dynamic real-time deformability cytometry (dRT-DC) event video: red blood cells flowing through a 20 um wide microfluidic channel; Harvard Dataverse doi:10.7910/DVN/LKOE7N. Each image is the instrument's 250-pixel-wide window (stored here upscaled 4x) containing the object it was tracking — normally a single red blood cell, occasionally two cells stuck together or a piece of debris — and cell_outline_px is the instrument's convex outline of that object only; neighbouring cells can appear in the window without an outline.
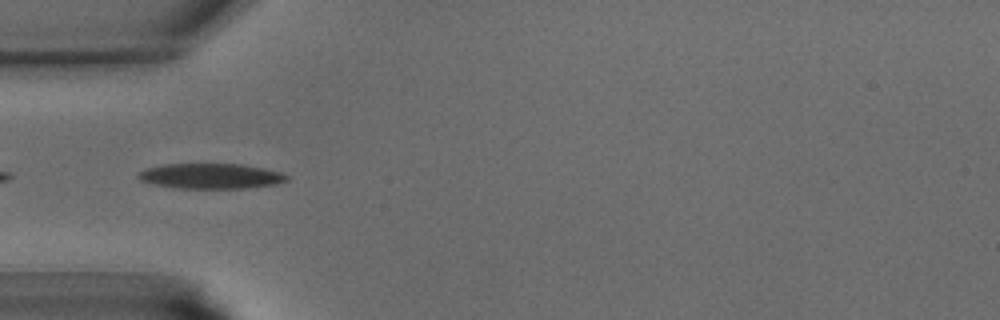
{"species": "common noctule bat (a hibernating species)", "species_latin": "Nyctalus noctula", "temperature_condition": "warm", "stored_images_in_passage": 14, "camera_frame_rate_fps": 3000, "um_per_image_px": 0.085, "animal": {"sex": "male", "body_mass_g": 15.6}, "frame": {"image": 1, "passage_image": 5, "time_ms": 1.333, "image_size_px": [1000, 320], "cell_outline_px": [[288, 180], [276, 184], [244, 188], [176, 188], [156, 184], [140, 180], [136, 176], [136, 172], [144, 168], [164, 164], [240, 164], [264, 168], [280, 172], [288, 176]], "centroid_in_image_um": [17.88, 14.96], "position_along_channel_um": 67.1, "area_um2": 21.85}}